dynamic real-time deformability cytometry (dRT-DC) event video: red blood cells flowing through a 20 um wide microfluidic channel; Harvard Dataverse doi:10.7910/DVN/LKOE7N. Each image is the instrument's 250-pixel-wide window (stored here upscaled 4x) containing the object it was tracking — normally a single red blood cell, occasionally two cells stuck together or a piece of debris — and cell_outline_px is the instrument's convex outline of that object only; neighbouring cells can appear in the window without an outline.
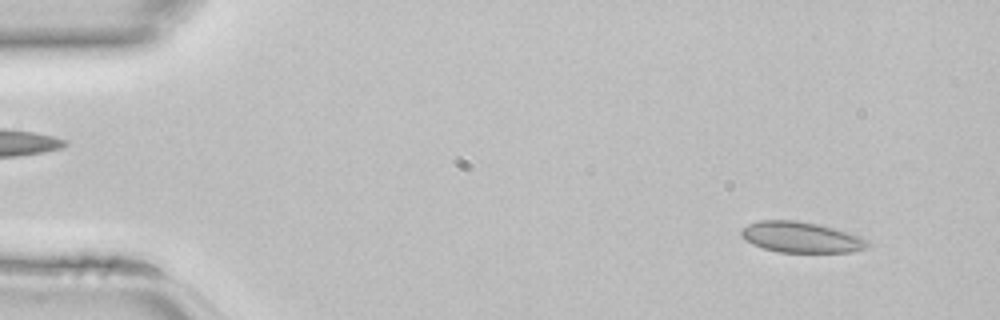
{"species": "common noctule bat (a hibernating species)", "species_latin": "Nyctalus noctula", "temperature_condition": "room temperature", "stored_images_in_passage": 13, "camera_frame_rate_fps": 3000, "um_per_image_px": 0.085, "animal": {"sex": "female", "body_mass_g": 22.7, "forearm_length_mm": 54.2}, "frame": {"image": 1, "passage_image": 3, "time_ms": 0.667, "image_size_px": [1000, 320], "cell_outline_px": [[872, 244], [864, 248], [852, 252], [780, 252], [764, 248], [752, 244], [740, 236], [740, 228], [748, 224], [760, 220], [796, 220], [820, 224], [848, 232], [860, 236], [868, 240]], "centroid_in_image_um": [68.09, 20.15], "position_along_channel_um": 16.9, "area_um2": 22.83}}
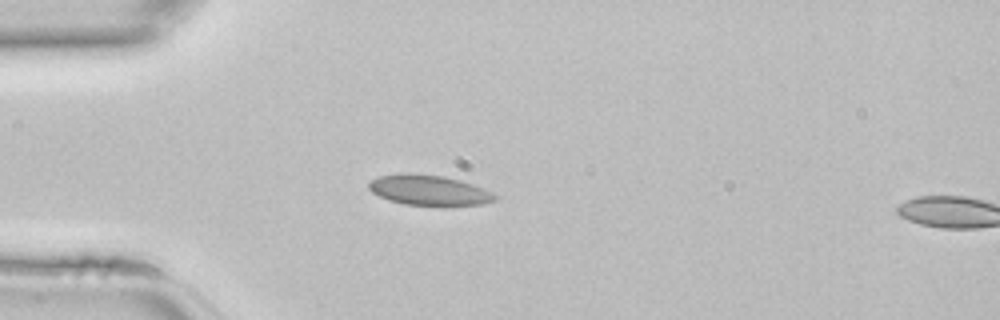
{"frame": {"image": 2, "passage_image": 11, "time_ms": 3.333, "image_size_px": [1000, 320], "cell_outline_px": [[496, 200], [484, 204], [404, 204], [388, 200], [372, 192], [368, 188], [368, 180], [380, 176], [400, 172], [408, 172], [444, 176], [460, 180], [472, 184], [492, 192], [496, 196]], "centroid_in_image_um": [36.39, 16.13], "position_along_channel_um": 48.6, "area_um2": 22.02}}